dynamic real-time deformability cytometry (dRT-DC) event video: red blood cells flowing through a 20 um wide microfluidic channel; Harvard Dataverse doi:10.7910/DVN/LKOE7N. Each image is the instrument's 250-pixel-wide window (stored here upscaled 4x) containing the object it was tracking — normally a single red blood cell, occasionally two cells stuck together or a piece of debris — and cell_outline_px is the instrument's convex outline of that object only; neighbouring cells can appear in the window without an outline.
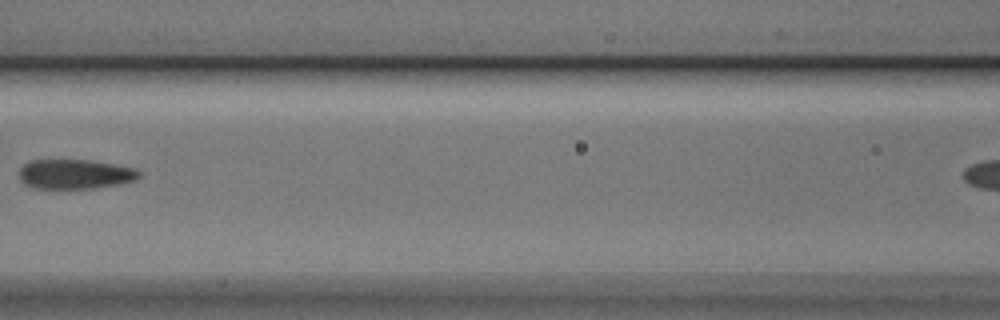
{"species": "Egyptian fruit bat (a non-hibernating species)", "species_latin": "Rousettus aegyptiacus", "temperature_condition": "cold", "stored_images_in_passage": 6, "camera_frame_rate_fps": 3000, "um_per_image_px": 0.085, "animal": {"sex": "male"}, "frame": {"image": 1, "passage_image": 4, "time_ms": 1.0, "image_size_px": [1000, 320], "cell_outline_px": [[140, 176], [136, 180], [120, 184], [96, 188], [32, 188], [24, 184], [20, 180], [20, 168], [24, 164], [32, 160], [88, 160], [136, 168], [140, 172]], "centroid_in_image_um": [6.38, 14.81], "position_along_channel_um": 160.2, "area_um2": 20.69}}
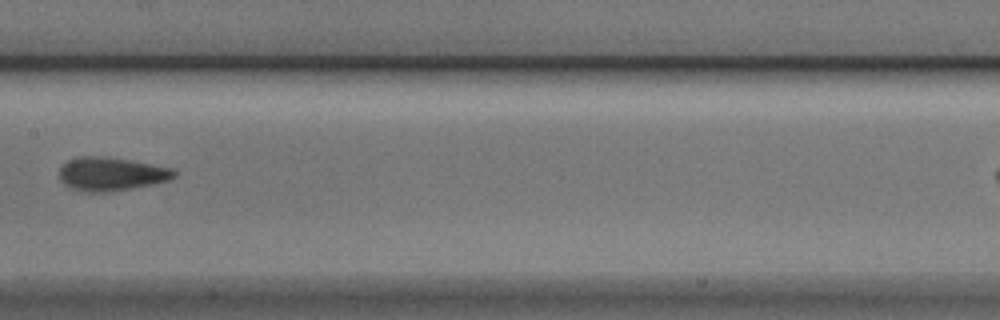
{"frame": {"image": 2, "passage_image": 5, "time_ms": 1.333, "image_size_px": [1000, 320], "cell_outline_px": [[176, 176], [172, 180], [156, 184], [132, 188], [104, 192], [88, 192], [72, 188], [64, 184], [60, 180], [60, 168], [68, 160], [84, 156], [104, 156], [128, 160], [172, 168], [176, 172]], "centroid_in_image_um": [9.49, 14.79], "position_along_channel_um": 197.9, "area_um2": 22.31}}
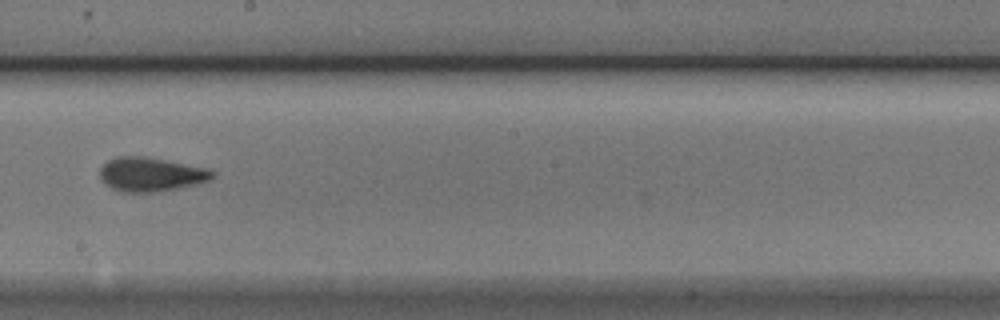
{"frame": {"image": 3, "passage_image": 6, "time_ms": 1.667, "image_size_px": [1000, 320], "cell_outline_px": [[216, 176], [212, 180], [180, 188], [156, 192], [120, 192], [112, 188], [100, 176], [100, 168], [108, 160], [116, 156], [144, 156], [208, 168], [216, 172]], "centroid_in_image_um": [12.88, 14.82], "position_along_channel_um": 235.3, "area_um2": 22.43}}